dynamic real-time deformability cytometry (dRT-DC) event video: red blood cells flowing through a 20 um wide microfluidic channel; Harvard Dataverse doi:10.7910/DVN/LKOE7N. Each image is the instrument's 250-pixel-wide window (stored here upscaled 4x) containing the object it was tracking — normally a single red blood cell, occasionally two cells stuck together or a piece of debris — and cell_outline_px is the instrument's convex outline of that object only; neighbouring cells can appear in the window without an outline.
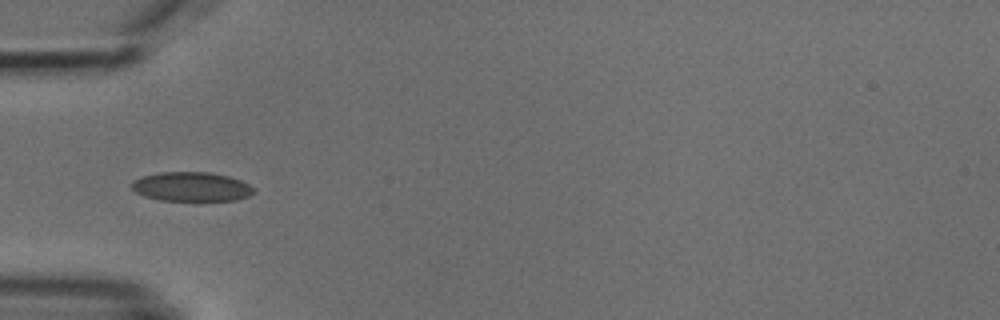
{"species": "common noctule bat (a hibernating species)", "species_latin": "Nyctalus noctula", "temperature_condition": "cold", "stored_images_in_passage": 7, "camera_frame_rate_fps": 3000, "um_per_image_px": 0.085, "animal": {"sex": "male", "body_mass_g": 18.8}, "frame": {"image": 1, "passage_image": 5, "time_ms": 5.333, "image_size_px": [1000, 320], "cell_outline_px": [[256, 192], [248, 196], [236, 200], [160, 200], [144, 196], [136, 192], [132, 188], [132, 180], [140, 176], [160, 172], [212, 172], [228, 176], [240, 180], [248, 184]], "centroid_in_image_um": [16.25, 15.86], "position_along_channel_um": 68.8, "area_um2": 20.81}}
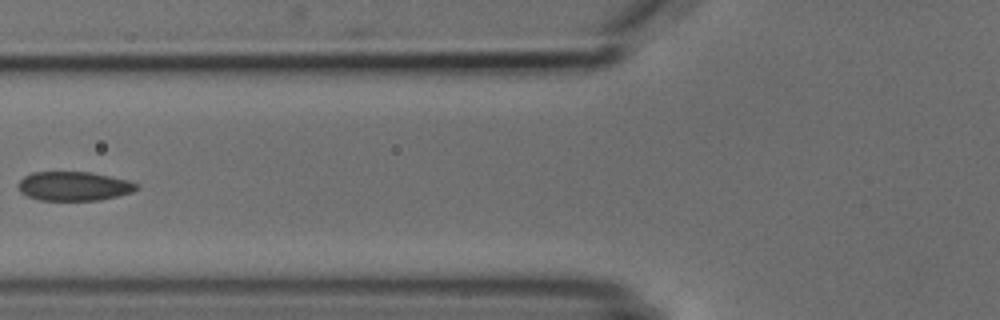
{"frame": {"image": 2, "passage_image": 6, "time_ms": 6.667, "image_size_px": [1000, 320], "cell_outline_px": [[140, 188], [132, 192], [100, 200], [40, 200], [28, 196], [20, 192], [20, 180], [24, 176], [32, 172], [92, 172], [128, 180], [140, 184]], "centroid_in_image_um": [6.33, 15.82], "position_along_channel_um": 119.5, "area_um2": 20.06}}
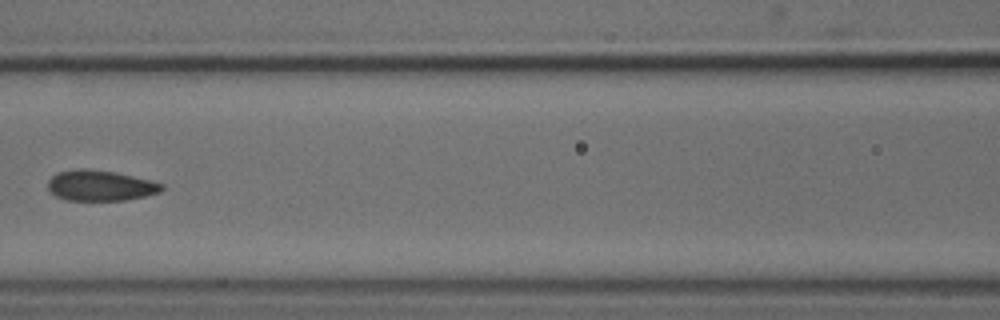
{"frame": {"image": 3, "passage_image": 7, "time_ms": 7.667, "image_size_px": [1000, 320], "cell_outline_px": [[164, 188], [160, 192], [144, 196], [124, 200], [68, 200], [56, 196], [48, 192], [48, 180], [56, 172], [80, 168], [88, 168], [116, 172], [152, 180], [164, 184]], "centroid_in_image_um": [8.52, 15.76], "position_along_channel_um": 158.1, "area_um2": 20.52}}